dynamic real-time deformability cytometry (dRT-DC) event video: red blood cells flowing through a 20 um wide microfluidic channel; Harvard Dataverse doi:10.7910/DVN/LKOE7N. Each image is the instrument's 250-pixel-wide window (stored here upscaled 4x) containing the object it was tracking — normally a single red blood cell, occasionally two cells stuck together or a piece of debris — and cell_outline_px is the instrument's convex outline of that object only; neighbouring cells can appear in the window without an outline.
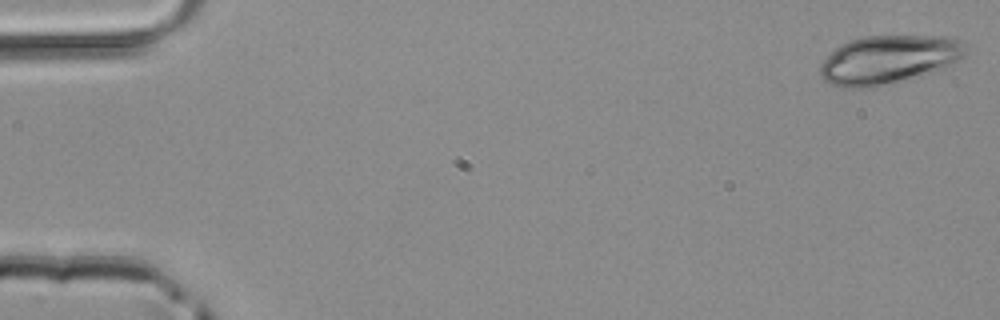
{"species": "common noctule bat (a hibernating species)", "species_latin": "Nyctalus noctula", "temperature_condition": "room temperature", "stored_images_in_passage": 48, "camera_frame_rate_fps": 3000, "um_per_image_px": 0.085, "animal": {"sex": "male", "body_mass_g": 20.4}, "frame": {"image": 1, "passage_image": 1, "time_ms": 0.0, "image_size_px": [1000, 320], "cell_outline_px": [[968, 52], [964, 56], [944, 68], [876, 88], [844, 88], [828, 84], [820, 76], [820, 64], [840, 44], [848, 40], [864, 36], [956, 36], [964, 40]], "centroid_in_image_um": [75.55, 5.06], "position_along_channel_um": 9.5, "area_um2": 41.67}}
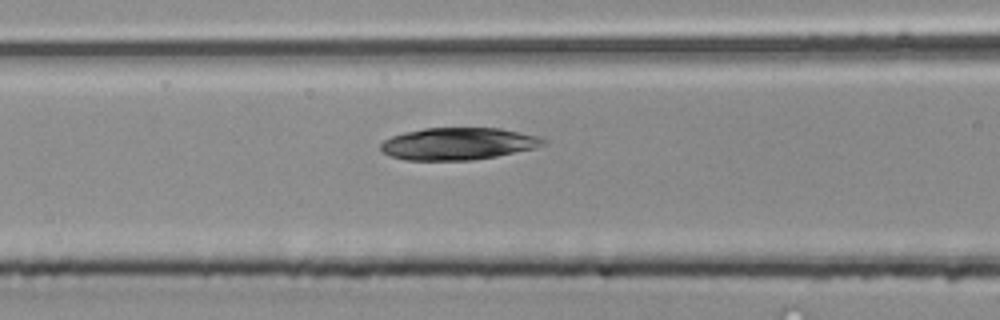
{"frame": {"image": 2, "passage_image": 20, "time_ms": 6.333, "image_size_px": [1000, 320], "cell_outline_px": [[544, 144], [532, 148], [496, 156], [472, 160], [404, 160], [392, 156], [384, 152], [380, 148], [380, 144], [384, 140], [392, 136], [404, 132], [424, 128], [500, 128], [520, 132], [536, 136], [544, 140]], "centroid_in_image_um": [38.88, 12.21], "position_along_channel_um": 127.7, "area_um2": 30.11}}
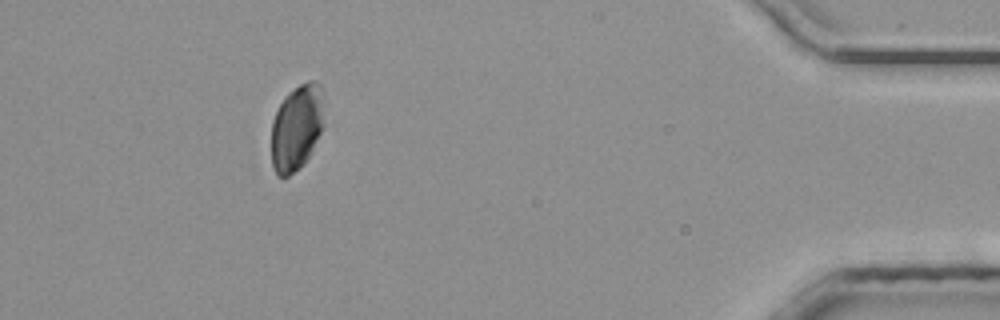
{"frame": {"image": 3, "passage_image": 44, "time_ms": 14.333, "image_size_px": [1000, 320], "cell_outline_px": [[324, 124], [304, 164], [300, 168], [288, 176], [276, 176], [272, 164], [272, 120], [284, 96], [288, 92], [300, 84], [308, 80], [316, 80], [320, 84], [324, 92]], "centroid_in_image_um": [25.24, 10.79], "position_along_channel_um": 410.0, "area_um2": 26.7}}